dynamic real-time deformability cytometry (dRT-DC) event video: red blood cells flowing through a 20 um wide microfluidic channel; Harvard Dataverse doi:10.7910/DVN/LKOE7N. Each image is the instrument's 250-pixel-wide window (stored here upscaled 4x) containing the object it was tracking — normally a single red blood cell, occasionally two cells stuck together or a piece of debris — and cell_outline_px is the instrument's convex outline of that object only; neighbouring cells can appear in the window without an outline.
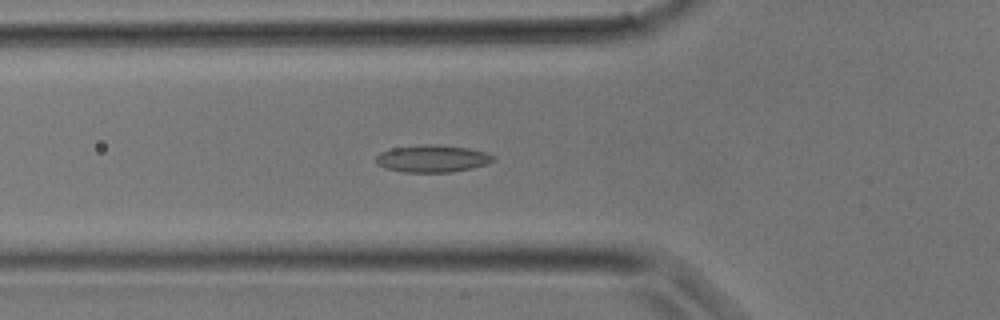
{"species": "common noctule bat (a hibernating species)", "species_latin": "Nyctalus noctula", "temperature_condition": "room temperature", "stored_images_in_passage": 28, "camera_frame_rate_fps": 3000, "um_per_image_px": 0.085, "animal": {"sex": "male", "body_mass_g": 17.9}, "frame": {"image": 1, "passage_image": 9, "time_ms": 2.667, "image_size_px": [1000, 320], "cell_outline_px": [[496, 160], [472, 168], [452, 172], [404, 172], [384, 168], [376, 164], [376, 156], [380, 152], [392, 148], [424, 144], [436, 144], [468, 148], [484, 152], [496, 156]], "centroid_in_image_um": [36.73, 13.48], "position_along_channel_um": 89.1, "area_um2": 18.67}}
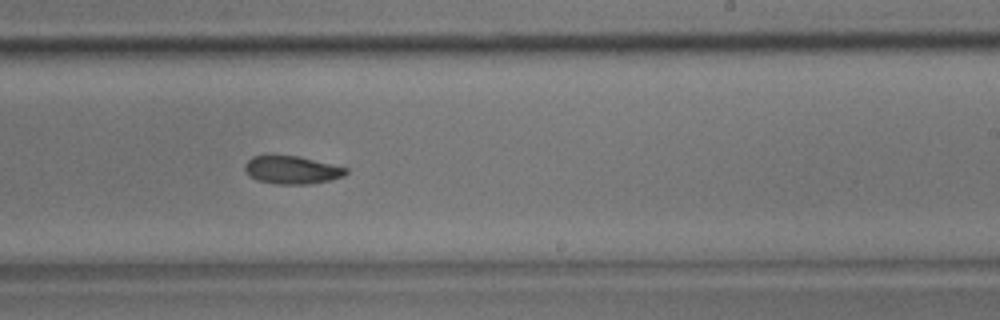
{"frame": {"image": 2, "passage_image": 18, "time_ms": 5.667, "image_size_px": [1000, 320], "cell_outline_px": [[348, 172], [344, 176], [328, 180], [308, 184], [276, 184], [256, 180], [248, 176], [244, 168], [244, 164], [252, 156], [300, 156], [348, 168]], "centroid_in_image_um": [24.79, 14.45], "position_along_channel_um": 264.2, "area_um2": 16.47}}
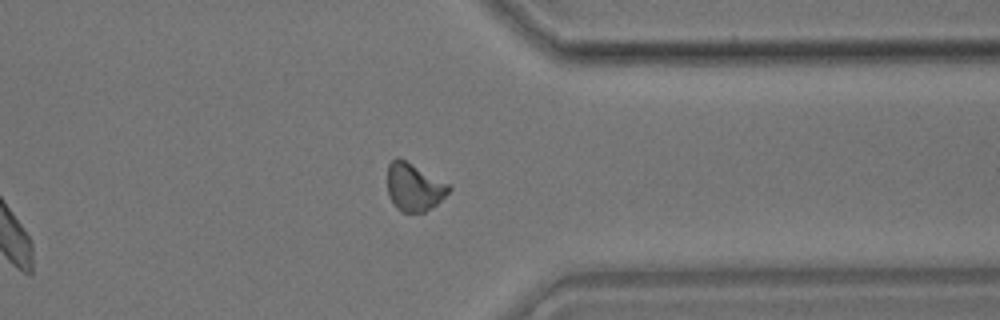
{"frame": {"image": 3, "passage_image": 24, "time_ms": 7.667, "image_size_px": [1000, 320], "cell_outline_px": [[452, 188], [436, 204], [424, 212], [400, 212], [396, 208], [388, 196], [388, 164], [396, 156], [412, 164], [448, 184]], "centroid_in_image_um": [35.15, 15.91], "position_along_channel_um": 376.2, "area_um2": 16.82}}